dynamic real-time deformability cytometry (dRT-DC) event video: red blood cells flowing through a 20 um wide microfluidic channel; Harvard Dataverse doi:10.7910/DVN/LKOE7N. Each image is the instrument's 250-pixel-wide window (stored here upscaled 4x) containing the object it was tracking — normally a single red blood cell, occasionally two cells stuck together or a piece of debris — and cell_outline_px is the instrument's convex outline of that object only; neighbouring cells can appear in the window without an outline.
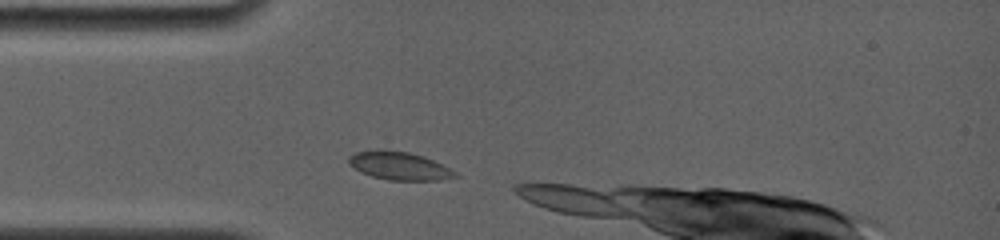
{"species": "common noctule bat (a hibernating species)", "species_latin": "Nyctalus noctula", "temperature_condition": "room temperature", "stored_images_in_passage": 5, "camera_frame_rate_fps": 4000, "um_per_image_px": 0.085, "animal": {"sex": "female", "body_mass_g": 19.0, "forearm_length_mm": 56.7}, "frame": {"image": 1, "passage_image": 2, "time_ms": 0.5, "image_size_px": [1000, 240], "cell_outline_px": [[460, 176], [440, 180], [388, 180], [372, 176], [360, 172], [348, 164], [348, 156], [356, 152], [376, 148], [408, 152], [424, 156], [456, 172]], "centroid_in_image_um": [33.88, 14.08], "position_along_channel_um": 51.1, "area_um2": 17.57}}